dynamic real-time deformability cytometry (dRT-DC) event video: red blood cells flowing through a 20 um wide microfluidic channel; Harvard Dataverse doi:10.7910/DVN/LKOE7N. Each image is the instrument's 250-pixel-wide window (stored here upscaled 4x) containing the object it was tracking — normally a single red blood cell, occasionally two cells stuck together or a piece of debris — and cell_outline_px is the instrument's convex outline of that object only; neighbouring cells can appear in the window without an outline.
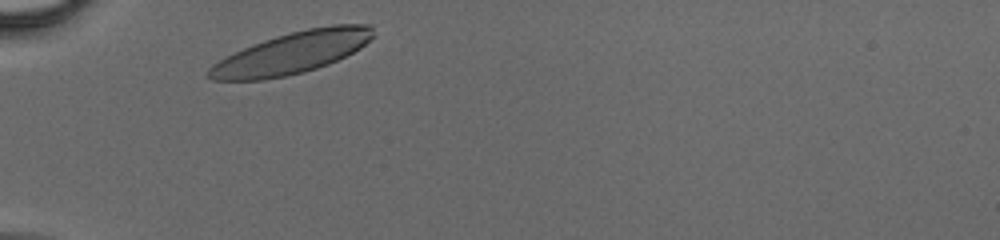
{"species": "human", "species_latin": "Homo sapiens", "temperature_condition": "cold", "stored_images_in_passage": 25, "camera_frame_rate_fps": 3000, "um_per_image_px": 0.085, "donor": {"sex": "male"}, "frame": {"image": 1, "passage_image": 1, "time_ms": 0.0, "image_size_px": [1000, 240], "cell_outline_px": [[376, 36], [360, 48], [328, 64], [304, 72], [288, 76], [264, 80], [212, 80], [208, 76], [208, 68], [212, 64], [244, 48], [264, 40], [276, 36], [308, 28], [332, 24], [372, 24]], "centroid_in_image_um": [24.87, 4.49], "position_along_channel_um": 60.1, "area_um2": 39.77}}
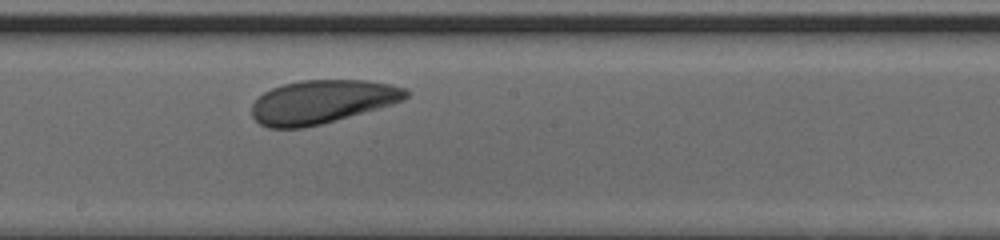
{"frame": {"image": 2, "passage_image": 13, "time_ms": 4.0, "image_size_px": [1000, 240], "cell_outline_px": [[408, 96], [404, 100], [392, 104], [320, 124], [300, 128], [268, 128], [260, 124], [252, 116], [252, 104], [264, 92], [272, 88], [284, 84], [300, 80], [364, 80], [388, 84], [408, 88]], "centroid_in_image_um": [27.36, 8.64], "position_along_channel_um": 220.8, "area_um2": 38.73}}
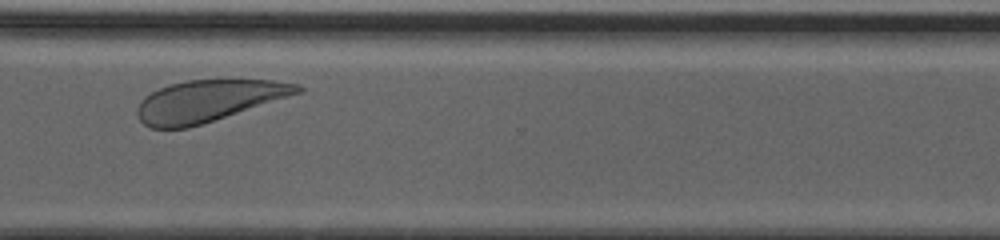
{"frame": {"image": 3, "passage_image": 22, "time_ms": 7.0, "image_size_px": [1000, 240], "cell_outline_px": [[304, 92], [188, 128], [148, 128], [140, 120], [136, 112], [136, 108], [144, 96], [160, 88], [172, 84], [188, 80], [272, 80], [300, 84], [304, 88]], "centroid_in_image_um": [17.72, 8.57], "position_along_channel_um": 352.9, "area_um2": 38.61}}